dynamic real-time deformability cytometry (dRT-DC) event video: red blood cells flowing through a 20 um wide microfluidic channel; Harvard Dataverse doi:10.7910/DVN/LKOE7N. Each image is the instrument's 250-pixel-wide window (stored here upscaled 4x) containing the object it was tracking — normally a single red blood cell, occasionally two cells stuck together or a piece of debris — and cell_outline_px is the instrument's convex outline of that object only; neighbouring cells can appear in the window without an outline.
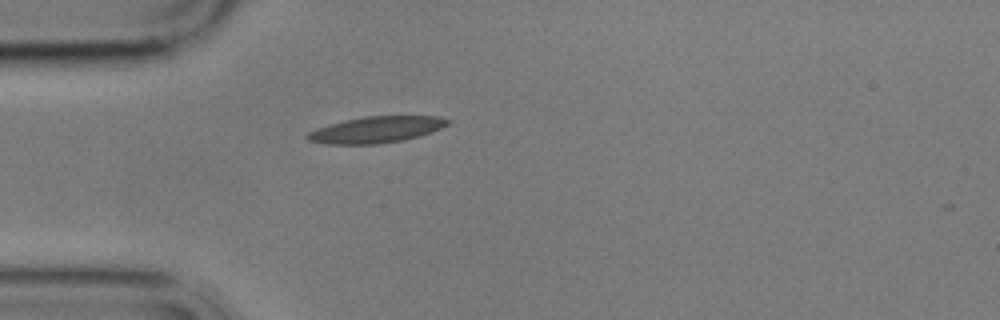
{"species": "common noctule bat (a hibernating species)", "species_latin": "Nyctalus noctula", "temperature_condition": "cold", "stored_images_in_passage": 1, "camera_frame_rate_fps": 3000, "um_per_image_px": 0.085, "animal": {"sex": "male", "body_mass_g": 17.9}, "frame": {"image": 1, "passage_image": 1, "time_ms": 0.0, "image_size_px": [1000, 320], "cell_outline_px": [[452, 120], [448, 124], [432, 132], [404, 140], [380, 144], [324, 144], [308, 140], [304, 136], [308, 132], [316, 128], [328, 124], [344, 120], [364, 116], [440, 116]], "centroid_in_image_um": [31.96, 11.02], "position_along_channel_um": 53.0, "area_um2": 21.73}}